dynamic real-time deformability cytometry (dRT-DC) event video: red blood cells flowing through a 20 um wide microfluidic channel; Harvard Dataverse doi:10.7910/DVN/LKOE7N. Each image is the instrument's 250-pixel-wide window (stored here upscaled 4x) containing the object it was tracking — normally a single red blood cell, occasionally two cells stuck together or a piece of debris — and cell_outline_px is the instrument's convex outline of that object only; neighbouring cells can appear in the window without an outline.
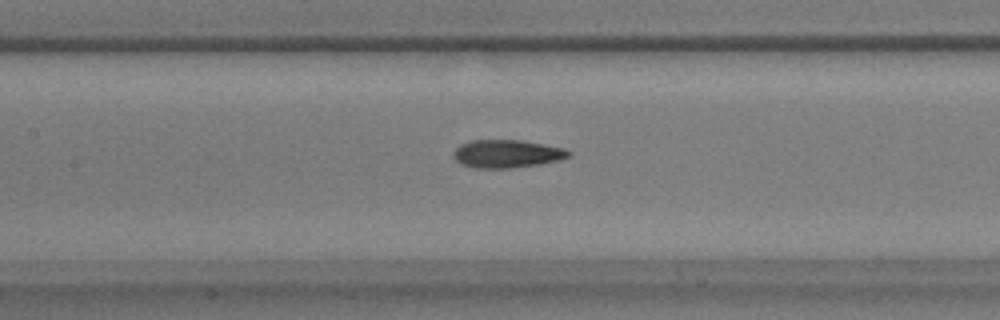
{"species": "common noctule bat (a hibernating species)", "species_latin": "Nyctalus noctula", "temperature_condition": "warm", "stored_images_in_passage": 43, "camera_frame_rate_fps": 3000, "um_per_image_px": 0.085, "animal": {"sex": "male", "body_mass_g": 17.9}, "frame": {"image": 1, "passage_image": 15, "time_ms": 4.667, "image_size_px": [1000, 320], "cell_outline_px": [[572, 156], [560, 160], [540, 164], [508, 168], [476, 168], [460, 164], [456, 160], [456, 148], [460, 144], [472, 140], [520, 140], [544, 144], [564, 148], [572, 152]], "centroid_in_image_um": [43.15, 13.07], "position_along_channel_um": 164.3, "area_um2": 18.73}}
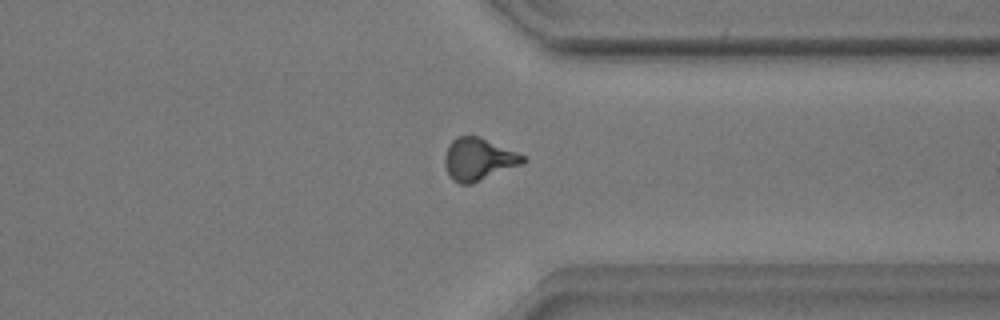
{"frame": {"image": 2, "passage_image": 31, "time_ms": 10.0, "image_size_px": [1000, 320], "cell_outline_px": [[528, 160], [524, 164], [472, 184], [460, 184], [452, 180], [444, 164], [444, 156], [452, 140], [456, 136], [476, 136], [516, 152], [524, 156]], "centroid_in_image_um": [40.68, 13.57], "position_along_channel_um": 370.7, "area_um2": 19.19}}
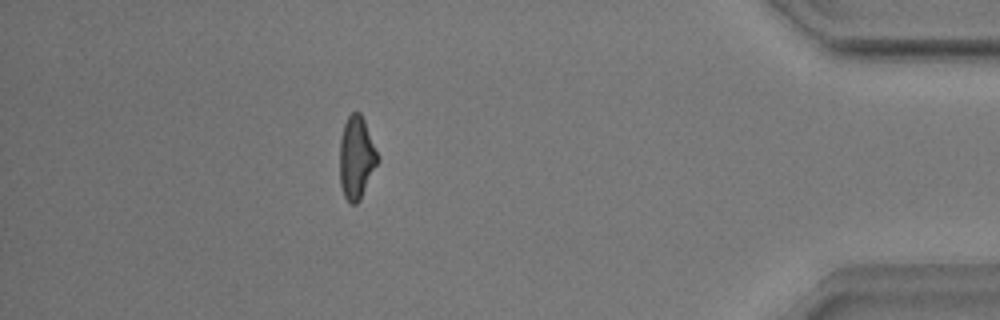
{"frame": {"image": 3, "passage_image": 37, "time_ms": 12.0, "image_size_px": [1000, 320], "cell_outline_px": [[380, 160], [360, 200], [356, 204], [352, 204], [344, 196], [340, 184], [340, 140], [344, 124], [348, 116], [352, 112], [360, 112], [364, 120]], "centroid_in_image_um": [30.3, 13.42], "position_along_channel_um": 404.9, "area_um2": 18.21}, "authors_computed_cell_mechanics": {"area_um2": 18.496, "velocity_mm_per_s": 3.895, "shape_relaxation_time_tau1_ms": 5.212, "shape_relaxation_time_tau2_ms": 2.001, "deformation_change_tau1": 0.1885, "deformation_change_tau2": 0.0961}}